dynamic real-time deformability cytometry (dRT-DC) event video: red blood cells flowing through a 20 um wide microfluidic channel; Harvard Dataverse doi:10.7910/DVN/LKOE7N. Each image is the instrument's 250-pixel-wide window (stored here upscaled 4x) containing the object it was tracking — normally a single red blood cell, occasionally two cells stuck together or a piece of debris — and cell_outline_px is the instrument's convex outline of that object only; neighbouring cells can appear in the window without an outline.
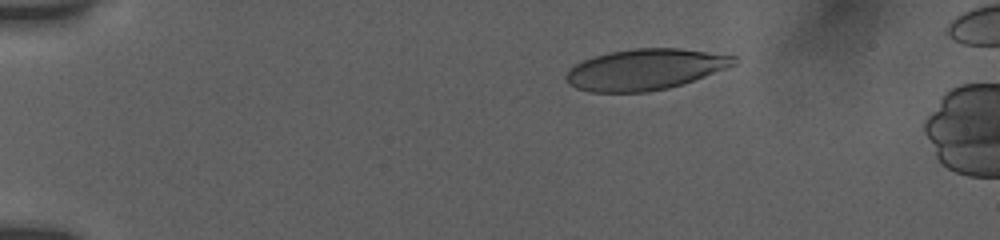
{"species": "human", "species_latin": "Homo sapiens", "temperature_condition": "room temperature", "stored_images_in_passage": 8, "camera_frame_rate_fps": 3000, "um_per_image_px": 0.085, "donor": {"sex": "female"}, "frame": {"image": 1, "passage_image": 1, "time_ms": 0.0, "image_size_px": [1000, 240], "cell_outline_px": [[740, 60], [736, 64], [728, 68], [668, 88], [648, 92], [588, 92], [576, 88], [568, 84], [564, 76], [576, 64], [592, 56], [608, 52], [632, 48], [680, 48], [736, 56]], "centroid_in_image_um": [54.83, 5.89], "position_along_channel_um": 30.2, "area_um2": 40.11}}